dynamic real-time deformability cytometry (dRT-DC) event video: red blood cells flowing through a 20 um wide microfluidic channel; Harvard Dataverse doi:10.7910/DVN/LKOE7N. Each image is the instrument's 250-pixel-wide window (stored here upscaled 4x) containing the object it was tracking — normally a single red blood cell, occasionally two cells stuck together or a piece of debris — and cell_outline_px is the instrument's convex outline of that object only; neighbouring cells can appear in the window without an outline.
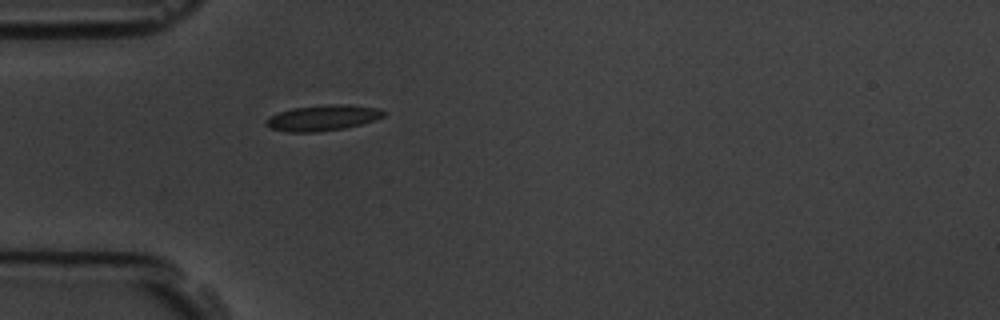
{"species": "common noctule bat (a hibernating species)", "species_latin": "Nyctalus noctula", "temperature_condition": "room temperature", "stored_images_in_passage": 1, "camera_frame_rate_fps": 3000, "um_per_image_px": 0.085, "animal": {"sex": "male", "body_mass_g": 19.5, "forearm_length_mm": 54.6}, "frame": {"image": 1, "passage_image": 1, "time_ms": 0.0, "image_size_px": [1000, 320], "cell_outline_px": [[384, 116], [360, 124], [344, 128], [320, 132], [288, 132], [268, 128], [264, 124], [264, 120], [268, 116], [292, 108], [328, 104], [348, 104], [380, 108], [384, 112]], "centroid_in_image_um": [27.37, 10.02], "position_along_channel_um": 57.6, "area_um2": 17.74}}